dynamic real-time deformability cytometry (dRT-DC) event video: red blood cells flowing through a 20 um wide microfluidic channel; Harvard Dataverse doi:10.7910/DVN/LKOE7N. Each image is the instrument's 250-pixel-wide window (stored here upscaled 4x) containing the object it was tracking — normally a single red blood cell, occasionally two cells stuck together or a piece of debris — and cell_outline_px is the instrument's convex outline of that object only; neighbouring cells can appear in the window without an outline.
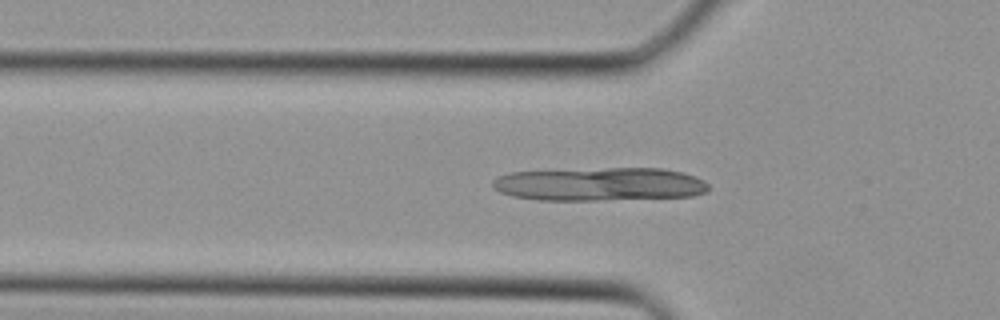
{"species": "Egyptian fruit bat (a non-hibernating species)", "species_latin": "Rousettus aegyptiacus", "temperature_condition": "cold", "stored_images_in_passage": 19, "camera_frame_rate_fps": 3000, "um_per_image_px": 0.085, "animal": {"sex": "female"}, "frame": {"image": 1, "passage_image": 5, "time_ms": 1.333, "image_size_px": [1000, 320], "cell_outline_px": [[708, 192], [692, 196], [596, 200], [540, 200], [512, 196], [500, 192], [492, 188], [492, 180], [500, 176], [512, 172], [608, 168], [660, 168], [680, 172], [696, 176], [704, 180], [708, 184]], "centroid_in_image_um": [50.98, 15.66], "position_along_channel_um": 74.8, "area_um2": 41.91}}
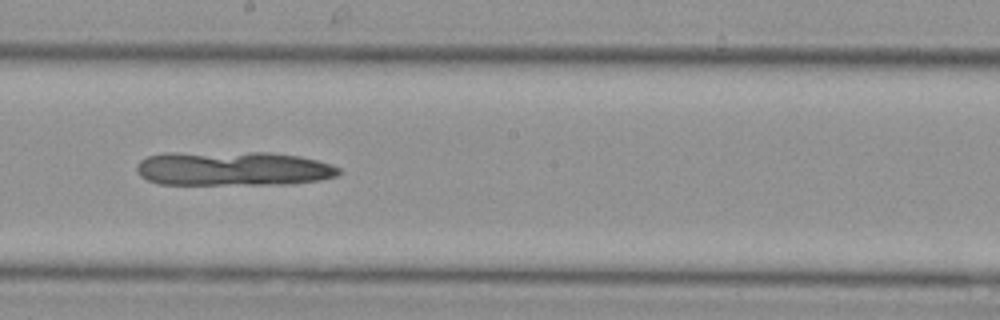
{"frame": {"image": 2, "passage_image": 13, "time_ms": 4.0, "image_size_px": [1000, 320], "cell_outline_px": [[340, 172], [336, 176], [320, 180], [292, 184], [160, 184], [148, 180], [140, 176], [136, 172], [136, 164], [140, 160], [148, 156], [168, 152], [268, 152], [300, 156], [332, 164], [340, 168]], "centroid_in_image_um": [19.79, 14.32], "position_along_channel_um": 228.4, "area_um2": 40.92}}
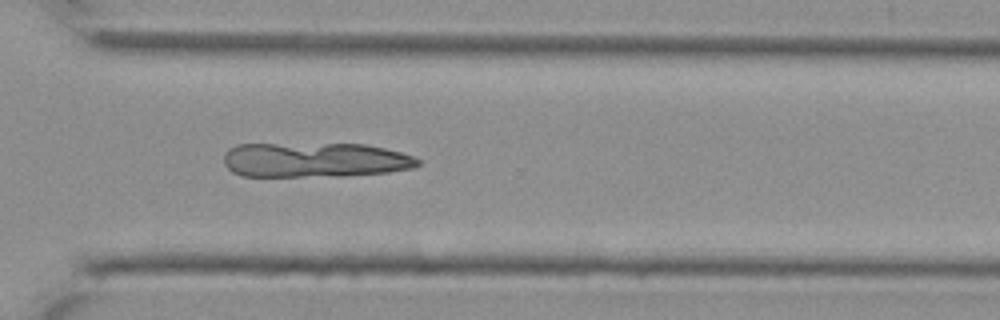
{"frame": {"image": 3, "passage_image": 19, "time_ms": 6.0, "image_size_px": [1000, 320], "cell_outline_px": [[420, 164], [416, 168], [388, 172], [344, 176], [244, 176], [232, 172], [224, 164], [224, 152], [228, 148], [236, 144], [368, 144], [400, 152], [412, 156], [420, 160]], "centroid_in_image_um": [26.76, 13.59], "position_along_channel_um": 343.8, "area_um2": 39.65}}